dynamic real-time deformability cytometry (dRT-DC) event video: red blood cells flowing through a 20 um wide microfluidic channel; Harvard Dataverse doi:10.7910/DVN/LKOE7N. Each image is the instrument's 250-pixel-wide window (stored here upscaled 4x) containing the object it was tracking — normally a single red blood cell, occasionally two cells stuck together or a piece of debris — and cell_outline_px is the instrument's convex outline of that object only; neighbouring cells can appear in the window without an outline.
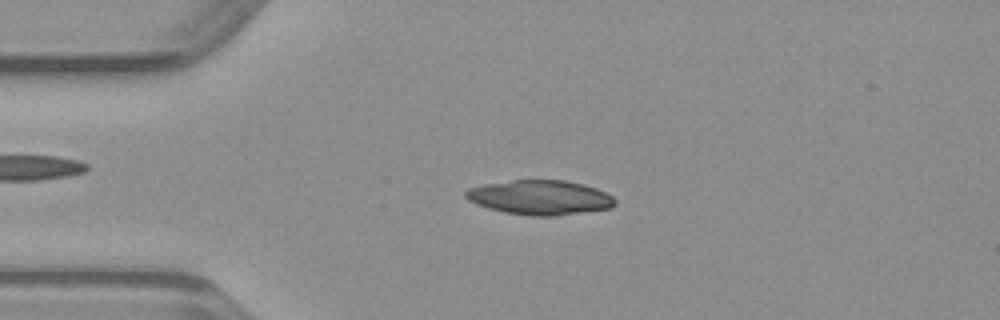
{"species": "common noctule bat (a hibernating species)", "species_latin": "Nyctalus noctula", "temperature_condition": "warm", "stored_images_in_passage": 47, "camera_frame_rate_fps": 3000, "um_per_image_px": 0.085, "animal": {"sex": "male", "body_mass_g": 23.1, "forearm_length_mm": 52.7}, "frame": {"image": 1, "passage_image": 10, "time_ms": 3.0, "image_size_px": [1000, 320], "cell_outline_px": [[616, 204], [612, 208], [556, 216], [532, 216], [504, 212], [488, 208], [476, 204], [468, 200], [464, 196], [464, 192], [468, 188], [484, 184], [512, 180], [564, 180], [596, 188], [612, 196], [616, 200]], "centroid_in_image_um": [45.88, 16.79], "position_along_channel_um": 39.1, "area_um2": 30.11}}